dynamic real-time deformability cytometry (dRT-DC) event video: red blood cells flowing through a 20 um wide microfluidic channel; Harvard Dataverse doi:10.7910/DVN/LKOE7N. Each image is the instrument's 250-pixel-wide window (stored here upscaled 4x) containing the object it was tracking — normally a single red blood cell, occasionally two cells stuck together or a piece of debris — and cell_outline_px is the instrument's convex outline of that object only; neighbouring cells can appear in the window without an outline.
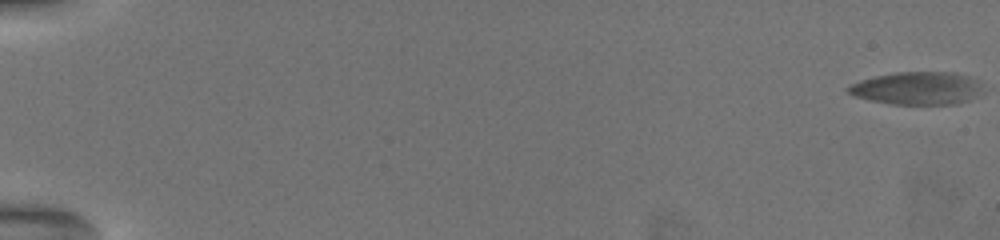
{"species": "common noctule bat (a hibernating species)", "species_latin": "Nyctalus noctula", "temperature_condition": "warm", "stored_images_in_passage": 38, "camera_frame_rate_fps": 3000, "um_per_image_px": 0.085, "animal": {"sex": "female", "body_mass_g": 19.5, "forearm_length_mm": 54.1}, "frame": {"image": 1, "passage_image": 1, "time_ms": 0.0, "image_size_px": [1000, 240], "cell_outline_px": [[976, 88], [964, 100], [956, 104], [892, 104], [872, 100], [856, 96], [848, 92], [848, 88], [852, 84], [876, 76], [896, 72], [944, 72], [964, 76]], "centroid_in_image_um": [77.73, 7.51], "position_along_channel_um": 7.3, "area_um2": 23.81}}
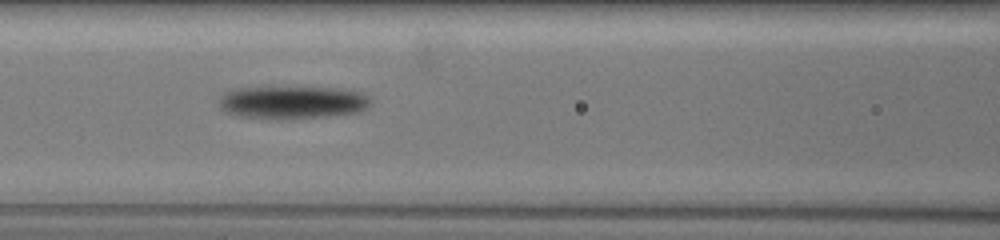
{"frame": {"image": 2, "passage_image": 31, "time_ms": 10.0, "image_size_px": [1000, 240], "cell_outline_px": [[368, 104], [364, 108], [352, 112], [280, 120], [276, 120], [240, 116], [228, 112], [220, 108], [220, 100], [228, 92], [240, 88], [332, 88], [360, 92], [368, 100]], "centroid_in_image_um": [24.76, 8.71], "position_along_channel_um": 141.8, "area_um2": 27.74}}
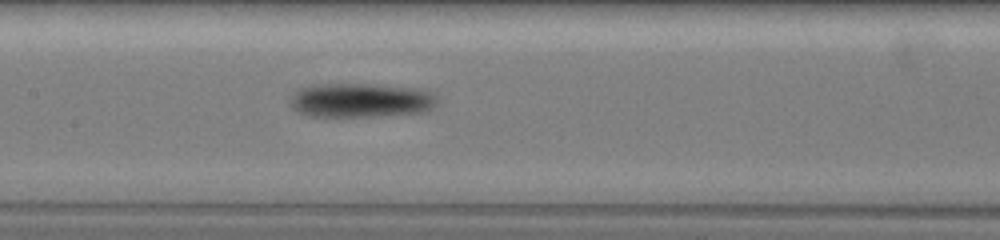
{"frame": {"image": 3, "passage_image": 34, "time_ms": 11.0, "image_size_px": [1000, 240], "cell_outline_px": [[432, 104], [428, 108], [416, 112], [372, 116], [308, 116], [296, 112], [292, 108], [292, 100], [296, 92], [300, 88], [316, 84], [368, 84], [408, 88], [428, 92], [432, 96]], "centroid_in_image_um": [30.49, 8.52], "position_along_channel_um": 176.9, "area_um2": 28.09}}